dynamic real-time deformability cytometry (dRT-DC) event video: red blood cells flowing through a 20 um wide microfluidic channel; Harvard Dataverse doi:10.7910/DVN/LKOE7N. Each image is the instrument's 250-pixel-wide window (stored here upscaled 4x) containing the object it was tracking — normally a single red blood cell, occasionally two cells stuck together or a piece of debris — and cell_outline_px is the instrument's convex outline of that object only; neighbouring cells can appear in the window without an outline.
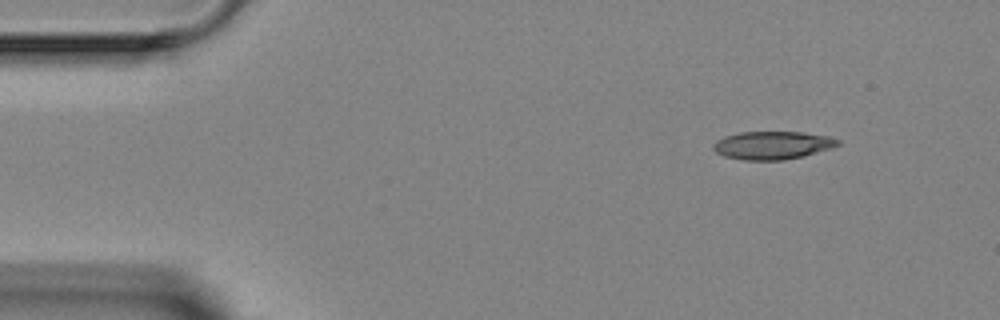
{"species": "Egyptian fruit bat (a non-hibernating species)", "species_latin": "Rousettus aegyptiacus", "temperature_condition": "room temperature", "stored_images_in_passage": 7, "camera_frame_rate_fps": 3000, "um_per_image_px": 0.085, "animal": {"sex": "female"}, "frame": {"image": 1, "passage_image": 2, "time_ms": 1.333, "image_size_px": [1000, 320], "cell_outline_px": [[840, 144], [832, 148], [804, 156], [784, 160], [744, 160], [724, 156], [716, 152], [712, 148], [712, 144], [716, 140], [724, 136], [740, 132], [800, 132], [828, 136], [840, 140]], "centroid_in_image_um": [65.65, 12.35], "position_along_channel_um": 19.4, "area_um2": 20.46}}
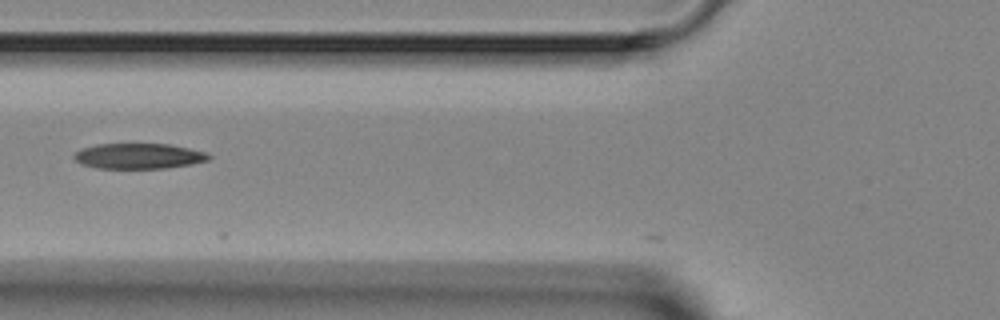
{"frame": {"image": 2, "passage_image": 6, "time_ms": 5.667, "image_size_px": [1000, 320], "cell_outline_px": [[212, 156], [208, 160], [192, 164], [164, 168], [100, 168], [84, 164], [76, 160], [72, 156], [80, 148], [96, 144], [168, 144], [208, 152]], "centroid_in_image_um": [11.81, 13.25], "position_along_channel_um": 114.0, "area_um2": 19.88}}